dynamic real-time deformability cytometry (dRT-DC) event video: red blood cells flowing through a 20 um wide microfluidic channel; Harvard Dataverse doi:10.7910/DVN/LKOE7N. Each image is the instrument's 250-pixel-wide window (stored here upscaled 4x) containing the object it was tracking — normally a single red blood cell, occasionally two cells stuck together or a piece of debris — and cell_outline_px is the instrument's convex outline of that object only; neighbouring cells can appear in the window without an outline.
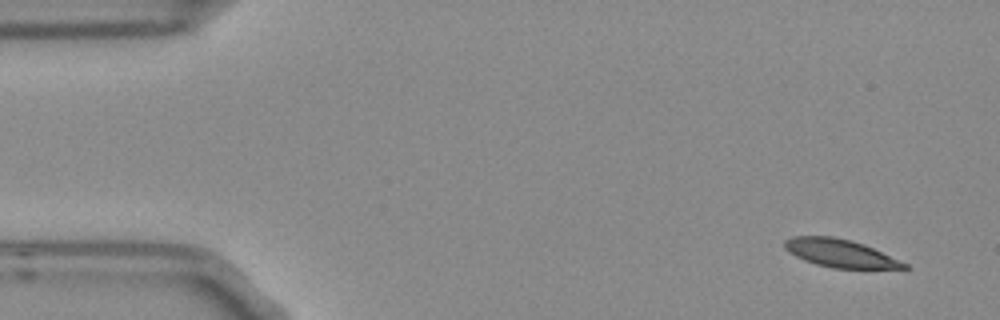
{"species": "Egyptian fruit bat (a non-hibernating species)", "species_latin": "Rousettus aegyptiacus", "temperature_condition": "room temperature", "stored_images_in_passage": 4, "camera_frame_rate_fps": 3000, "um_per_image_px": 0.085, "frame": {"image": 1, "passage_image": 1, "time_ms": 0.0, "image_size_px": [1000, 320], "cell_outline_px": [[908, 268], [832, 268], [816, 264], [804, 260], [788, 252], [784, 248], [784, 240], [792, 236], [832, 236], [852, 240], [864, 244], [908, 264]], "centroid_in_image_um": [71.36, 21.51], "position_along_channel_um": 13.6, "area_um2": 19.36}}
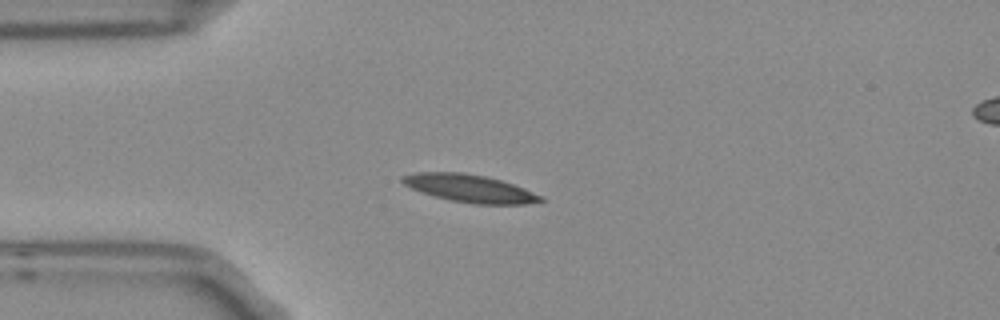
{"frame": {"image": 2, "passage_image": 4, "time_ms": 1.0, "image_size_px": [1000, 320], "cell_outline_px": [[544, 200], [528, 204], [472, 204], [448, 200], [420, 192], [404, 184], [400, 180], [400, 176], [416, 172], [460, 172], [484, 176], [500, 180], [524, 188], [540, 196]], "centroid_in_image_um": [39.86, 16.01], "position_along_channel_um": 45.1, "area_um2": 22.2}}